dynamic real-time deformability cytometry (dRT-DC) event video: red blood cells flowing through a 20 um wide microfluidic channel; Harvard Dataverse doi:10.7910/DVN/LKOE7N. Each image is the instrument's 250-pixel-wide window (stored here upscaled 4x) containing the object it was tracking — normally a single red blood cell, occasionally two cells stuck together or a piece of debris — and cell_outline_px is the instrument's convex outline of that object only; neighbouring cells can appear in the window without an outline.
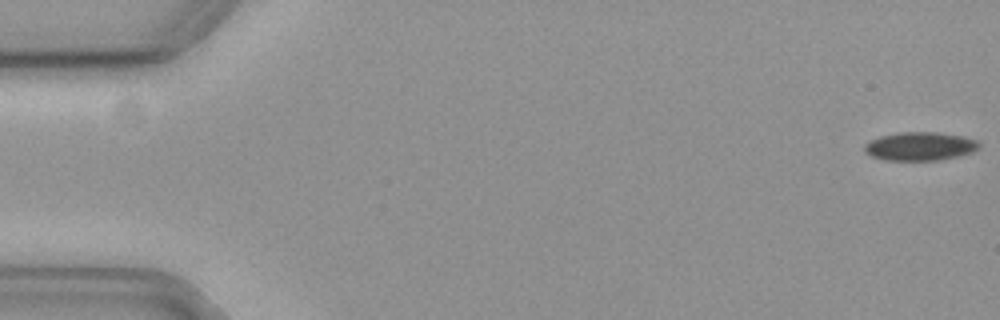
{"species": "common noctule bat (a hibernating species)", "species_latin": "Nyctalus noctula", "temperature_condition": "cold", "stored_images_in_passage": 57, "camera_frame_rate_fps": 3000, "um_per_image_px": 0.085, "animal": {"sex": "female", "body_mass_g": 19.3, "forearm_length_mm": 54.1}, "frame": {"image": 1, "passage_image": 1, "time_ms": 0.0, "image_size_px": [1000, 320], "cell_outline_px": [[980, 148], [972, 152], [960, 156], [940, 160], [884, 160], [872, 156], [864, 152], [864, 144], [880, 136], [900, 132], [936, 132], [964, 136], [976, 140], [980, 144]], "centroid_in_image_um": [78.22, 12.43], "position_along_channel_um": 6.8, "area_um2": 19.13}}
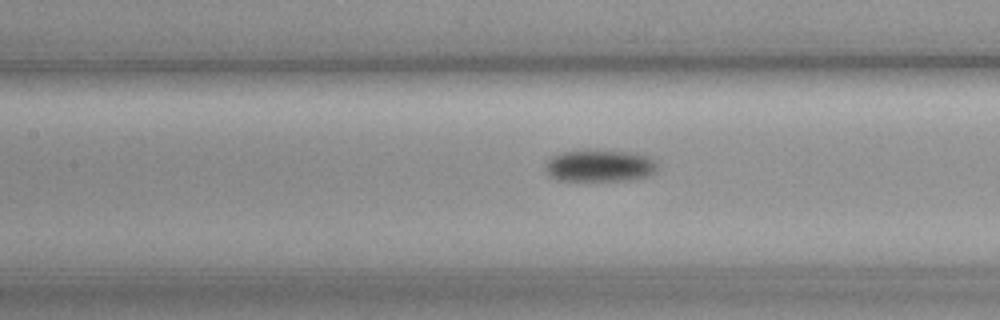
{"frame": {"image": 2, "passage_image": 26, "time_ms": 8.333, "image_size_px": [1000, 320], "cell_outline_px": [[656, 172], [648, 176], [632, 180], [560, 180], [548, 176], [544, 168], [544, 164], [552, 156], [560, 152], [580, 148], [596, 148], [636, 152], [648, 156], [656, 164]], "centroid_in_image_um": [50.93, 14.03], "position_along_channel_um": 156.5, "area_um2": 21.79}}
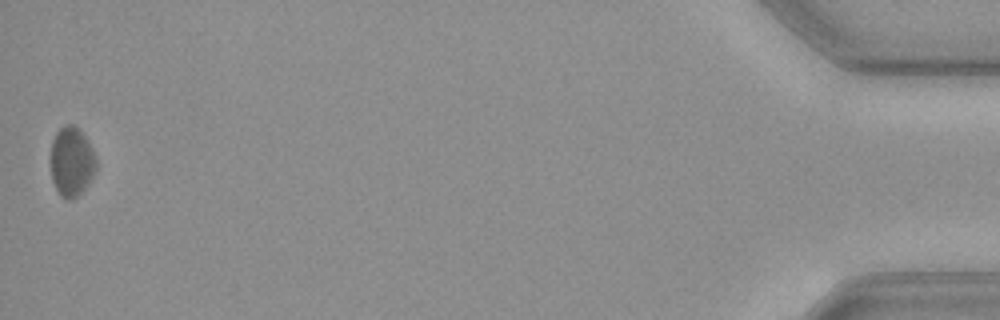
{"frame": {"image": 3, "passage_image": 57, "time_ms": 18.667, "image_size_px": [1000, 320], "cell_outline_px": [[96, 168], [88, 184], [72, 200], [68, 200], [60, 196], [52, 180], [52, 140], [56, 132], [60, 128], [68, 124], [72, 124], [88, 140], [92, 148], [96, 160]], "centroid_in_image_um": [6.09, 13.75], "position_along_channel_um": 429.1, "area_um2": 18.03}, "authors_computed_cell_mechanics": {"area_um2": 19.4786, "velocity_mm_per_s": 3.6385, "shape_relaxation_time_tau1_ms": 2.5789, "shape_relaxation_time_tau2_ms": null, "deformation_change_tau1": 0.024, "deformation_change_tau2": null}}